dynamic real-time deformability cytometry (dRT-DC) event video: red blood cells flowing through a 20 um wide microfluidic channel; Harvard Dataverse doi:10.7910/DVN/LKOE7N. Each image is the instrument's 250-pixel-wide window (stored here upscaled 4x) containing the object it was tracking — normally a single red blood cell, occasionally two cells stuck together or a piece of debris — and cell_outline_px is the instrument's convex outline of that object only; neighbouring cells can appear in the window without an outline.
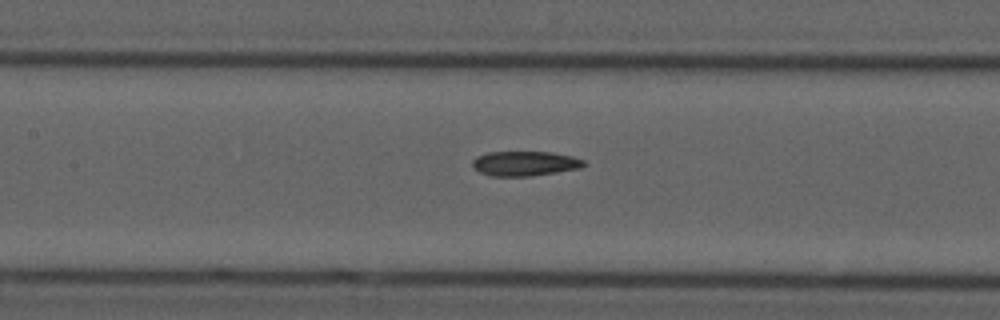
{"species": "common noctule bat (a hibernating species)", "species_latin": "Nyctalus noctula", "temperature_condition": "cold", "stored_images_in_passage": 8, "camera_frame_rate_fps": 3000, "um_per_image_px": 0.085, "animal": {"sex": "male", "forearm_length_mm": 52.5}, "frame": {"image": 1, "passage_image": 8, "time_ms": 9.333, "image_size_px": [1000, 320], "cell_outline_px": [[588, 164], [580, 168], [532, 176], [492, 176], [480, 172], [472, 168], [472, 160], [476, 156], [488, 152], [552, 152], [572, 156], [584, 160]], "centroid_in_image_um": [44.6, 13.89], "position_along_channel_um": 162.8, "area_um2": 16.18}}